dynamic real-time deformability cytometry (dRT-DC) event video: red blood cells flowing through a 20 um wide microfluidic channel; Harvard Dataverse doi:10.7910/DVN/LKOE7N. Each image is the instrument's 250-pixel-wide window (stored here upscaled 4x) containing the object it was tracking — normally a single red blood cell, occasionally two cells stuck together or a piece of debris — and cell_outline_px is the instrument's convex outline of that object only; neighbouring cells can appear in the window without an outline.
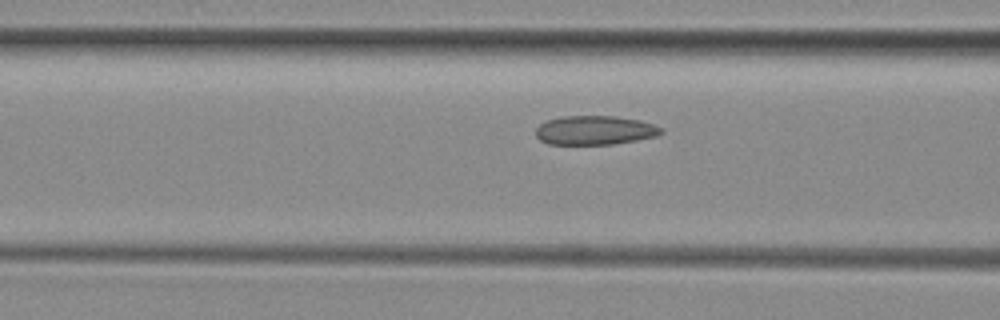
{"species": "common noctule bat (a hibernating species)", "species_latin": "Nyctalus noctula", "temperature_condition": "room temperature", "stored_images_in_passage": 18, "camera_frame_rate_fps": 3000, "um_per_image_px": 0.085, "animal": {"sex": "female", "body_mass_g": 29.2, "forearm_length_mm": 56.3}, "frame": {"image": 1, "passage_image": 16, "time_ms": 5.0, "image_size_px": [1000, 320], "cell_outline_px": [[664, 132], [656, 136], [636, 140], [612, 144], [548, 144], [540, 140], [536, 136], [536, 128], [544, 120], [560, 116], [616, 116], [640, 120], [664, 128]], "centroid_in_image_um": [50.55, 11.06], "position_along_channel_um": 116.1, "area_um2": 21.39}}